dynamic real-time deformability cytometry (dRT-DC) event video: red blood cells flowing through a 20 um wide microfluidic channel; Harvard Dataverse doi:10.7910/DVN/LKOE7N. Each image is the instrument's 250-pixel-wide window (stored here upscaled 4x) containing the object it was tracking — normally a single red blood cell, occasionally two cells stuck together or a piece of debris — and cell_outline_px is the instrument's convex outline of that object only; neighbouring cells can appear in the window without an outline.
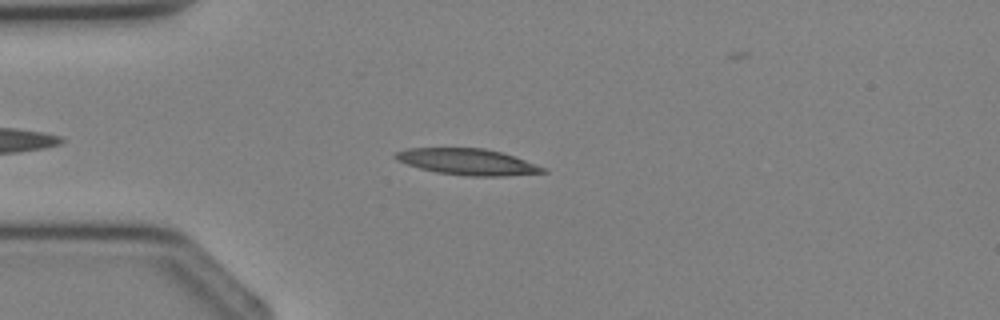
{"species": "Egyptian fruit bat (a non-hibernating species)", "species_latin": "Rousettus aegyptiacus", "temperature_condition": "cold", "stored_images_in_passage": 2, "camera_frame_rate_fps": 3000, "um_per_image_px": 0.085, "animal": {"sex": "female"}, "frame": {"image": 1, "passage_image": 2, "time_ms": 1.0, "image_size_px": [1000, 320], "cell_outline_px": [[548, 172], [504, 176], [468, 176], [436, 172], [420, 168], [396, 160], [392, 156], [396, 152], [408, 148], [484, 148], [500, 152], [548, 168]], "centroid_in_image_um": [39.74, 13.76], "position_along_channel_um": 45.3, "area_um2": 22.43}}